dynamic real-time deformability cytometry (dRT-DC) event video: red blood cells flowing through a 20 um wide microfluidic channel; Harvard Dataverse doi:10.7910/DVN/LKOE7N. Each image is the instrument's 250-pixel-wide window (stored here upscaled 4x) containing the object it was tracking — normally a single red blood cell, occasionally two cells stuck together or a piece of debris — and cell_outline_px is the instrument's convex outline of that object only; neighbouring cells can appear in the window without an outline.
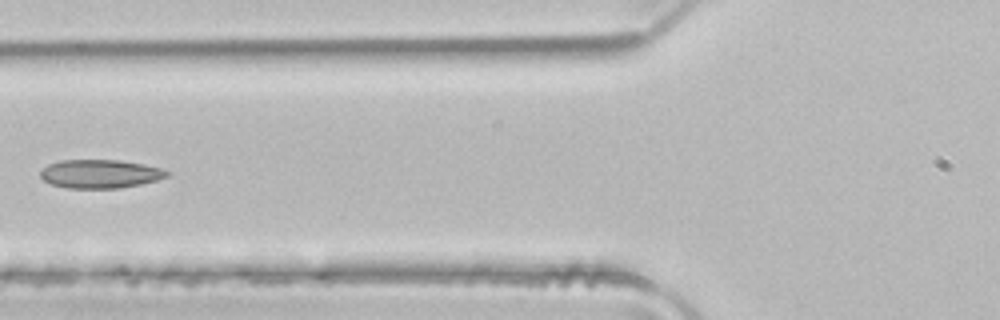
{"species": "common noctule bat (a hibernating species)", "species_latin": "Nyctalus noctula", "temperature_condition": "room temperature", "stored_images_in_passage": 3, "camera_frame_rate_fps": 3000, "um_per_image_px": 0.085, "animal": {"sex": "male", "body_mass_g": 21.5, "forearm_length_mm": 52.0}, "frame": {"image": 1, "passage_image": 3, "time_ms": 0.667, "image_size_px": [1000, 320], "cell_outline_px": [[172, 172], [168, 176], [156, 180], [140, 184], [120, 188], [68, 188], [52, 184], [44, 180], [40, 176], [40, 172], [48, 164], [60, 160], [120, 160], [144, 164], [160, 168]], "centroid_in_image_um": [8.53, 14.77], "position_along_channel_um": 117.3, "area_um2": 21.04}}